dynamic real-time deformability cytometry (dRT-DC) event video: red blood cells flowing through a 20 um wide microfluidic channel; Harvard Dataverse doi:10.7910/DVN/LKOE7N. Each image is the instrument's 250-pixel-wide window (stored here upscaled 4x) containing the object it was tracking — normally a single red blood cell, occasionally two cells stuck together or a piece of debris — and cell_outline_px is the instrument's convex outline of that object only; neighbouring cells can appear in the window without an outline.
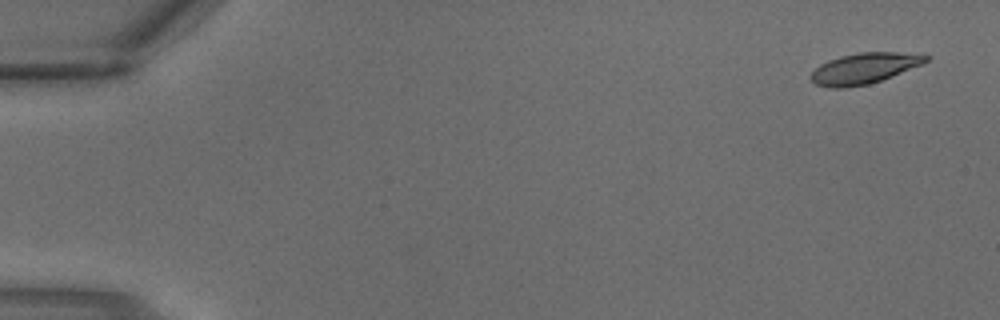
{"species": "common noctule bat (a hibernating species)", "species_latin": "Nyctalus noctula", "temperature_condition": "warm", "stored_images_in_passage": 3, "camera_frame_rate_fps": 3000, "um_per_image_px": 0.085, "animal": {"sex": "male", "body_mass_g": 18.8}, "frame": {"image": 1, "passage_image": 1, "time_ms": 0.0, "image_size_px": [1000, 320], "cell_outline_px": [[932, 56], [924, 64], [892, 76], [868, 84], [844, 88], [828, 88], [816, 84], [808, 76], [820, 64], [828, 60], [840, 56], [860, 52], [896, 52]], "centroid_in_image_um": [73.45, 5.81], "position_along_channel_um": 11.6, "area_um2": 20.63}}
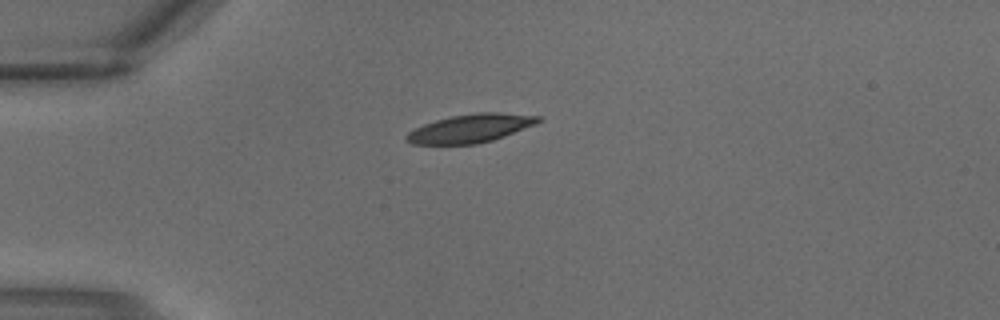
{"frame": {"image": 2, "passage_image": 3, "time_ms": 0.667, "image_size_px": [1000, 320], "cell_outline_px": [[544, 120], [536, 124], [504, 136], [492, 140], [476, 144], [412, 144], [404, 140], [404, 136], [408, 132], [424, 124], [436, 120], [452, 116], [480, 112], [496, 112], [540, 116]], "centroid_in_image_um": [39.99, 10.91], "position_along_channel_um": 45.0, "area_um2": 21.73}}